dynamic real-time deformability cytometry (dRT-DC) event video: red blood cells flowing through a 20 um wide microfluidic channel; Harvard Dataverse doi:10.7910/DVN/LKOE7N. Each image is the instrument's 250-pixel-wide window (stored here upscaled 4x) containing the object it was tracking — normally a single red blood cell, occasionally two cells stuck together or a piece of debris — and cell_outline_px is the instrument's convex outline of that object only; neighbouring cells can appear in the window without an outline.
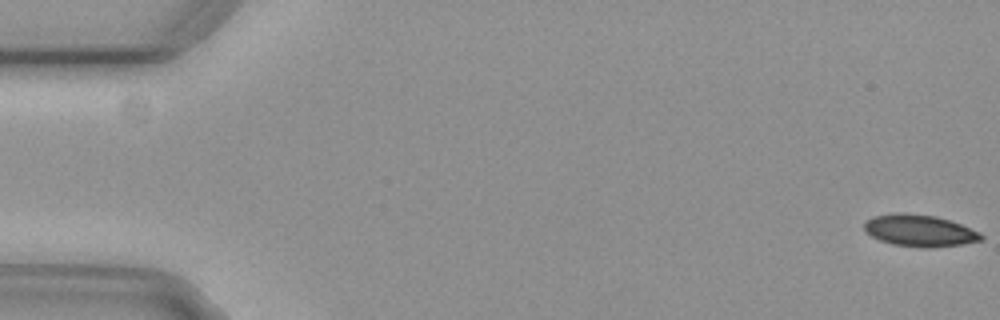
{"species": "common noctule bat (a hibernating species)", "species_latin": "Nyctalus noctula", "temperature_condition": "cold", "stored_images_in_passage": 56, "camera_frame_rate_fps": 3000, "um_per_image_px": 0.085, "animal": {"sex": "female", "body_mass_g": 29.2, "forearm_length_mm": 56.3}, "frame": {"image": 1, "passage_image": 1, "time_ms": 0.0, "image_size_px": [1000, 320], "cell_outline_px": [[984, 240], [960, 244], [932, 248], [920, 248], [892, 244], [880, 240], [872, 236], [864, 228], [864, 220], [872, 216], [896, 212], [904, 212], [936, 216], [960, 224], [980, 232], [984, 236]], "centroid_in_image_um": [78.15, 19.59], "position_along_channel_um": 6.8, "area_um2": 21.85}}
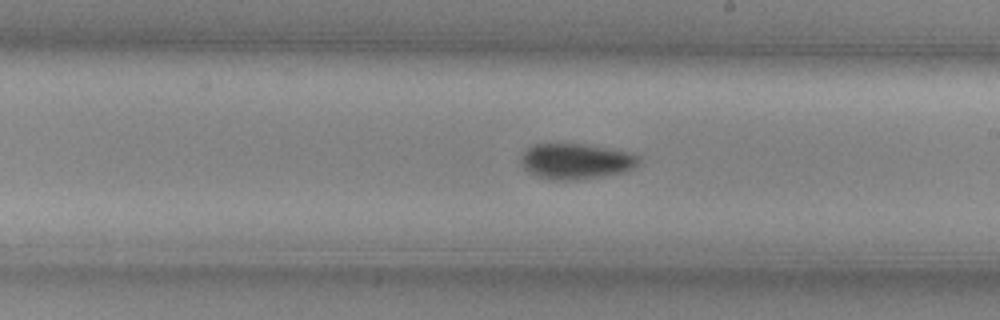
{"frame": {"image": 2, "passage_image": 32, "time_ms": 10.333, "image_size_px": [1000, 320], "cell_outline_px": [[640, 160], [632, 168], [624, 172], [576, 180], [552, 180], [536, 176], [528, 172], [524, 168], [520, 160], [520, 156], [532, 144], [588, 144], [612, 148], [628, 152], [640, 156]], "centroid_in_image_um": [48.94, 13.7], "position_along_channel_um": 240.1, "area_um2": 24.57}}
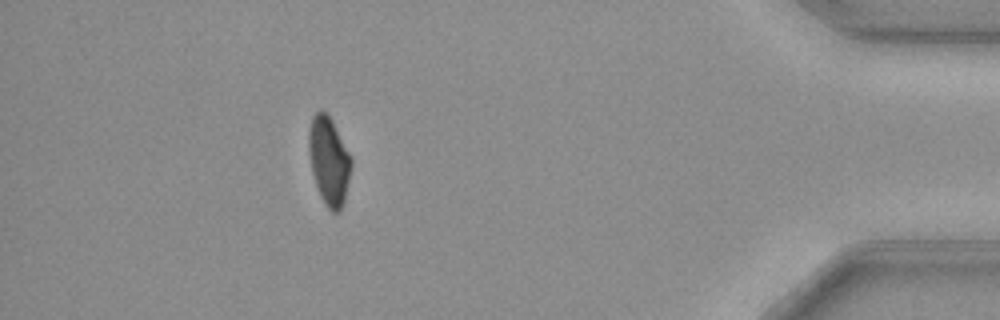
{"frame": {"image": 3, "passage_image": 50, "time_ms": 16.333, "image_size_px": [1000, 320], "cell_outline_px": [[352, 164], [344, 204], [340, 212], [332, 212], [324, 204], [320, 196], [312, 172], [308, 152], [308, 132], [312, 116], [316, 112], [324, 112], [332, 120], [352, 160]], "centroid_in_image_um": [27.95, 13.72], "position_along_channel_um": 407.3, "area_um2": 21.73}, "authors_computed_cell_mechanics": {"area_um2": 22.8888, "velocity_mm_per_s": 3.7218, "shape_relaxation_time_tau1_ms": 6.5643, "shape_relaxation_time_tau2_ms": null, "deformation_change_tau1": 0.1421, "deformation_change_tau2": null}}